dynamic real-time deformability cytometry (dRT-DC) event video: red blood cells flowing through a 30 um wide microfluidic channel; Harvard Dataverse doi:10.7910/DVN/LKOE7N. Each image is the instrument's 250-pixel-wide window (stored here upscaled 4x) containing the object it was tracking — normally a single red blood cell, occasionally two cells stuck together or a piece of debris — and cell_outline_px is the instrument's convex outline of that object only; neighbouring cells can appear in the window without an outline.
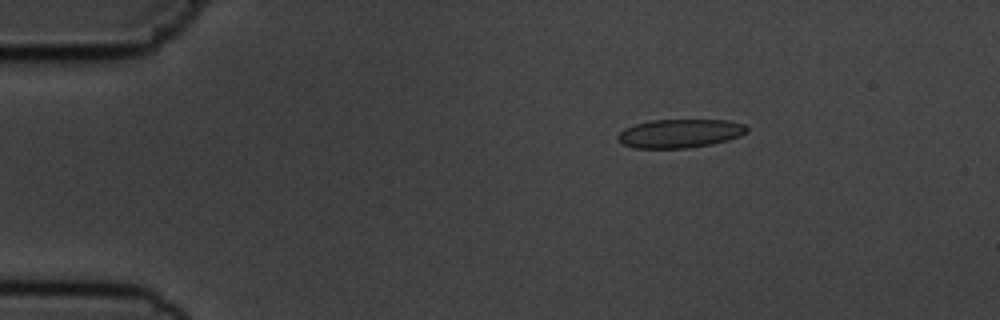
{"species": "common noctule bat (a hibernating species)", "species_latin": "Nyctalus noctula", "temperature_condition": "cold", "stored_images_in_passage": 5, "camera_frame_rate_fps": 3000, "um_per_image_px": 0.085, "animal": {"sex": "male", "body_mass_g": 19.5, "forearm_length_mm": 54.6}, "frame": {"image": 1, "passage_image": 3, "time_ms": 2.333, "image_size_px": [1000, 320], "cell_outline_px": [[748, 132], [740, 136], [728, 140], [712, 144], [688, 148], [632, 148], [624, 144], [616, 136], [624, 128], [636, 124], [652, 120], [728, 120], [744, 124], [748, 128]], "centroid_in_image_um": [57.82, 11.34], "position_along_channel_um": 27.2, "area_um2": 21.56}}
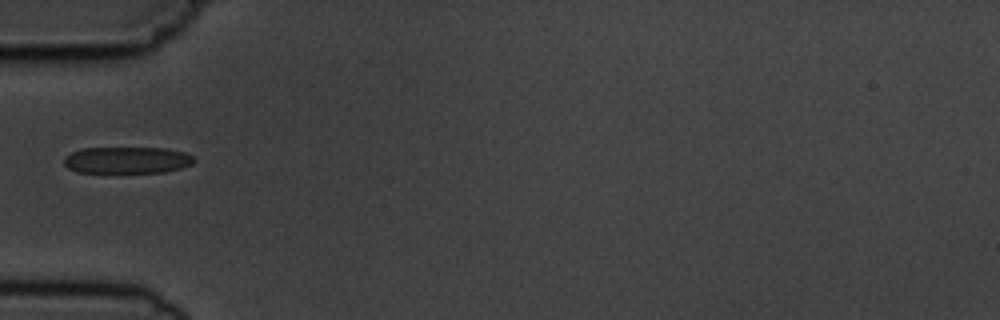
{"frame": {"image": 2, "passage_image": 5, "time_ms": 5.333, "image_size_px": [1000, 320], "cell_outline_px": [[196, 160], [192, 164], [180, 168], [164, 172], [76, 172], [68, 168], [64, 164], [64, 156], [72, 152], [84, 148], [168, 148], [184, 152], [192, 156]], "centroid_in_image_um": [10.8, 13.6], "position_along_channel_um": 74.2, "area_um2": 20.17}}